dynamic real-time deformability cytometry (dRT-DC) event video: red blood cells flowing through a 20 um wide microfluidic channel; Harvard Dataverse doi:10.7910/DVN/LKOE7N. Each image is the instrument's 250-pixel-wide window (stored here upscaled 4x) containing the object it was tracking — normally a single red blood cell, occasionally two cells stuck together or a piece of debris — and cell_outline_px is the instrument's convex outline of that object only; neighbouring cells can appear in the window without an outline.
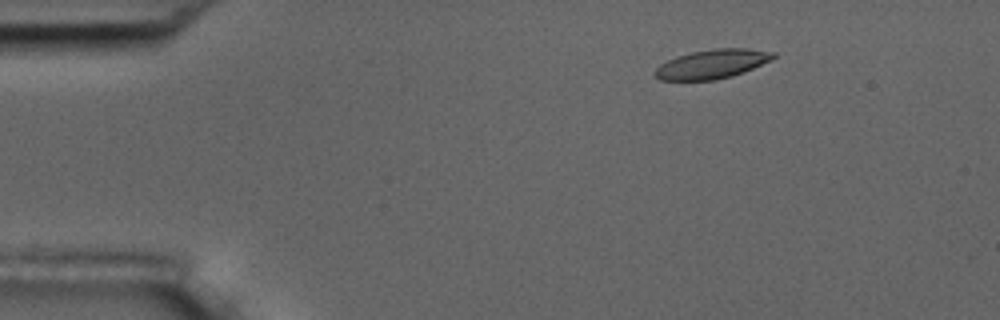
{"species": "common noctule bat (a hibernating species)", "species_latin": "Nyctalus noctula", "temperature_condition": "room temperature", "stored_images_in_passage": 56, "camera_frame_rate_fps": 3000, "um_per_image_px": 0.085, "animal": {"sex": "male", "body_mass_g": 17.5, "forearm_length_mm": 52.3}, "frame": {"image": 1, "passage_image": 9, "time_ms": 2.667, "image_size_px": [1000, 320], "cell_outline_px": [[776, 56], [772, 60], [744, 72], [732, 76], [716, 80], [660, 80], [652, 72], [660, 64], [676, 56], [692, 52], [712, 48], [748, 48], [776, 52]], "centroid_in_image_um": [60.55, 5.44], "position_along_channel_um": 24.5, "area_um2": 20.29}}
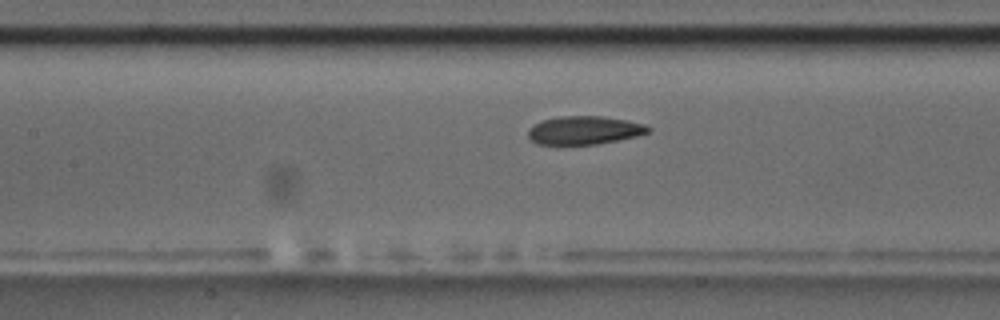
{"frame": {"image": 2, "passage_image": 26, "time_ms": 8.333, "image_size_px": [1000, 320], "cell_outline_px": [[652, 128], [648, 132], [636, 136], [596, 144], [536, 144], [528, 136], [528, 128], [532, 124], [544, 120], [560, 116], [604, 116], [628, 120], [644, 124]], "centroid_in_image_um": [49.65, 11.06], "position_along_channel_um": 157.7, "area_um2": 19.77}}
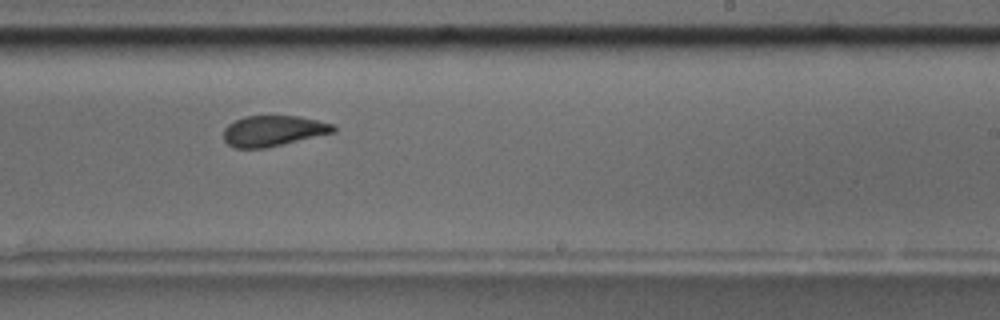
{"frame": {"image": 3, "passage_image": 35, "time_ms": 11.333, "image_size_px": [1000, 320], "cell_outline_px": [[336, 132], [264, 148], [236, 148], [228, 144], [224, 140], [224, 128], [228, 124], [244, 116], [300, 116], [336, 124]], "centroid_in_image_um": [23.25, 11.11], "position_along_channel_um": 265.7, "area_um2": 19.65}, "authors_computed_cell_mechanics": {"area_um2": 20.3745, "velocity_mm_per_s": 3.6218, "shape_relaxation_time_tau1_ms": 7.5818, "shape_relaxation_time_tau2_ms": 2.5331, "deformation_change_tau1": 0.1719, "deformation_change_tau2": 0.0815}}